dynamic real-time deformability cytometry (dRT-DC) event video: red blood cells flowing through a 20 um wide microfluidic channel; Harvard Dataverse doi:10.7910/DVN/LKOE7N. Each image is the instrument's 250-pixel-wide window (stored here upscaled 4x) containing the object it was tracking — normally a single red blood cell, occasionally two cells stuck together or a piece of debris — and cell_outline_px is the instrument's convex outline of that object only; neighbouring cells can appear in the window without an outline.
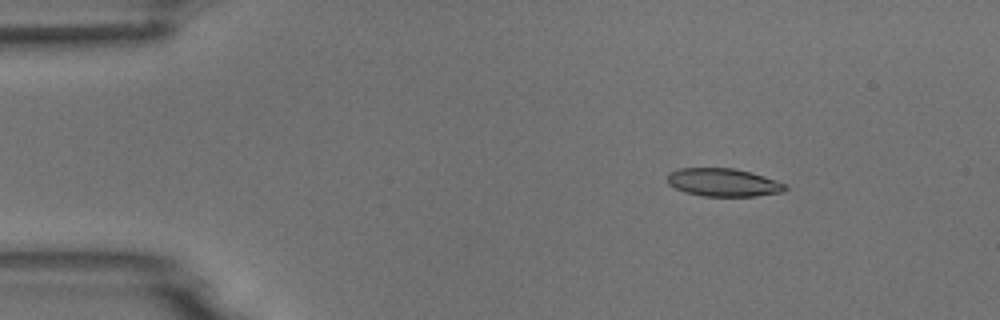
{"species": "common noctule bat (a hibernating species)", "species_latin": "Nyctalus noctula", "temperature_condition": "room temperature", "stored_images_in_passage": 3, "camera_frame_rate_fps": 3000, "um_per_image_px": 0.085, "animal": {"sex": "male", "body_mass_g": 18.8}, "frame": {"image": 1, "passage_image": 1, "time_ms": 0.0, "image_size_px": [1000, 320], "cell_outline_px": [[788, 188], [784, 192], [756, 196], [704, 196], [684, 192], [668, 184], [668, 172], [680, 168], [736, 168], [752, 172], [788, 184]], "centroid_in_image_um": [61.52, 15.5], "position_along_channel_um": 23.5, "area_um2": 19.48}}